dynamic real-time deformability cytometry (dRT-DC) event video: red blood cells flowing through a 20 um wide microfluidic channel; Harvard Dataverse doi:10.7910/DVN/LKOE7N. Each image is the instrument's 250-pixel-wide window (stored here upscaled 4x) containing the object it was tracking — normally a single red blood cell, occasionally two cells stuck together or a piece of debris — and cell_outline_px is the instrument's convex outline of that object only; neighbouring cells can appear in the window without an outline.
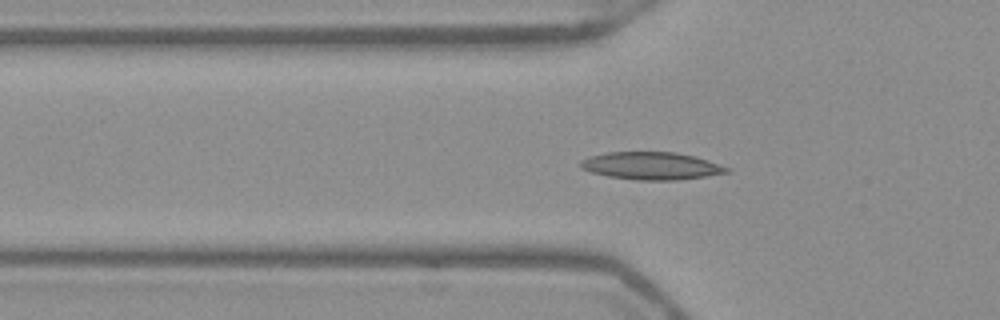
{"species": "Egyptian fruit bat (a non-hibernating species)", "species_latin": "Rousettus aegyptiacus", "temperature_condition": "warm", "stored_images_in_passage": 31, "camera_frame_rate_fps": 3000, "um_per_image_px": 0.085, "frame": {"image": 1, "passage_image": 19, "time_ms": 6.0, "image_size_px": [1000, 320], "cell_outline_px": [[728, 172], [704, 176], [676, 180], [636, 180], [608, 176], [592, 172], [580, 168], [580, 160], [588, 156], [608, 152], [676, 152], [696, 156], [728, 168]], "centroid_in_image_um": [55.3, 14.09], "position_along_channel_um": 70.5, "area_um2": 23.29}}
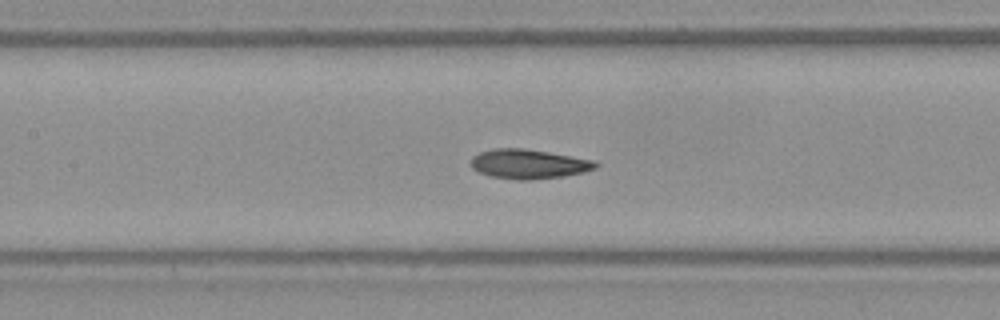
{"frame": {"image": 2, "passage_image": 26, "time_ms": 8.333, "image_size_px": [1000, 320], "cell_outline_px": [[600, 164], [596, 168], [584, 172], [564, 176], [528, 180], [516, 180], [492, 176], [480, 172], [472, 168], [472, 156], [480, 152], [496, 148], [524, 148], [596, 160]], "centroid_in_image_um": [44.98, 13.94], "position_along_channel_um": 162.4, "area_um2": 21.39}}
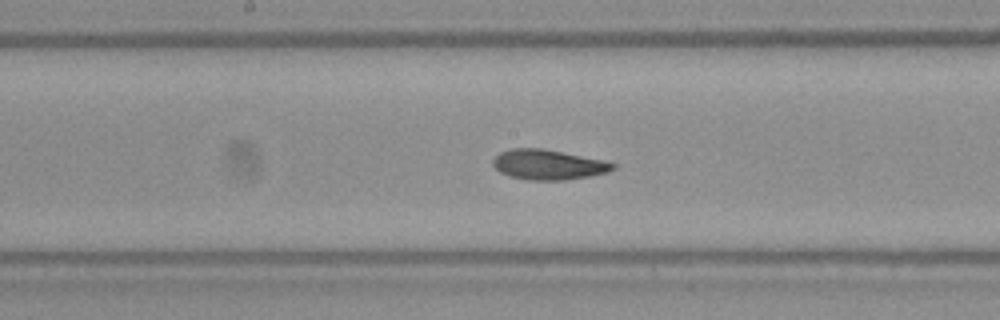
{"frame": {"image": 3, "passage_image": 29, "time_ms": 9.333, "image_size_px": [1000, 320], "cell_outline_px": [[616, 168], [608, 172], [588, 176], [564, 180], [528, 180], [508, 176], [500, 172], [492, 164], [492, 160], [500, 152], [512, 148], [540, 148], [604, 160], [616, 164]], "centroid_in_image_um": [46.58, 14.0], "position_along_channel_um": 201.6, "area_um2": 20.92}}